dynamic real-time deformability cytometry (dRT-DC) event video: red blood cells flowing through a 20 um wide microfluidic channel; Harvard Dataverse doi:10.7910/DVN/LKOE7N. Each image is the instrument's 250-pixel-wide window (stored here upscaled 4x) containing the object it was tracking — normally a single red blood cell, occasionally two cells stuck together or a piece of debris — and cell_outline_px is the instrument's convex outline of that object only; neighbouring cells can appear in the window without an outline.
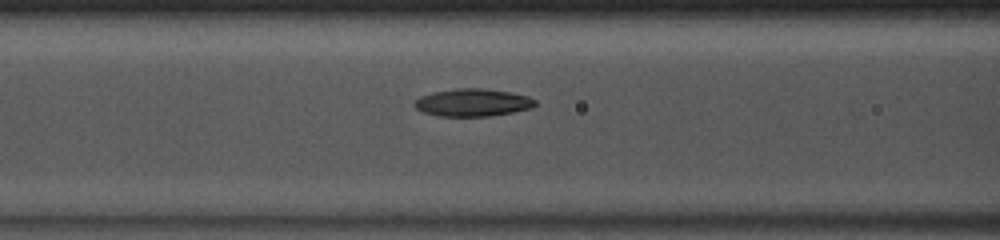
{"species": "common noctule bat (a hibernating species)", "species_latin": "Nyctalus noctula", "temperature_condition": "room temperature", "stored_images_in_passage": 49, "camera_frame_rate_fps": 3000, "um_per_image_px": 0.085, "animal": {"sex": "male", "body_mass_g": 13.0, "forearm_length_mm": 53.1}, "frame": {"image": 1, "passage_image": 20, "time_ms": 6.333, "image_size_px": [1000, 240], "cell_outline_px": [[536, 104], [532, 108], [512, 112], [488, 116], [440, 116], [424, 112], [416, 108], [412, 104], [420, 96], [432, 92], [456, 88], [484, 88], [512, 92], [528, 96], [536, 100]], "centroid_in_image_um": [40.19, 8.7], "position_along_channel_um": 126.4, "area_um2": 19.48}}
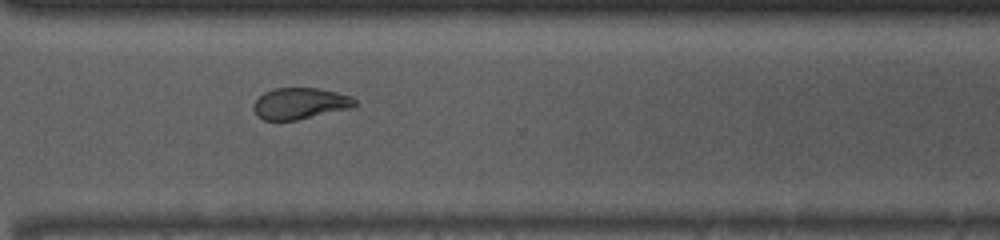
{"frame": {"image": 2, "passage_image": 36, "time_ms": 11.667, "image_size_px": [1000, 240], "cell_outline_px": [[356, 104], [348, 108], [296, 120], [264, 120], [256, 116], [252, 108], [252, 104], [264, 92], [276, 88], [320, 88], [352, 96], [356, 100]], "centroid_in_image_um": [25.45, 8.79], "position_along_channel_um": 345.1, "area_um2": 18.38}}
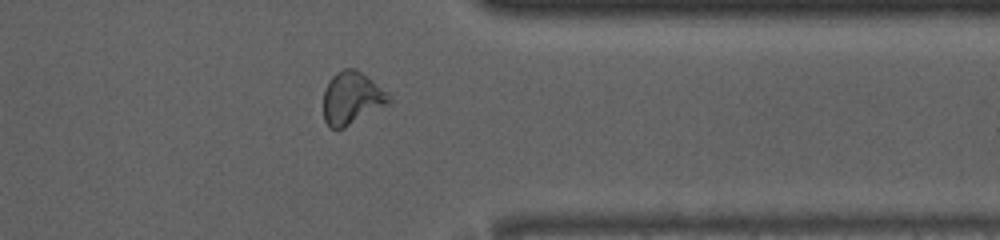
{"frame": {"image": 3, "passage_image": 39, "time_ms": 12.667, "image_size_px": [1000, 240], "cell_outline_px": [[392, 100], [388, 104], [344, 128], [332, 128], [324, 120], [324, 88], [328, 80], [336, 72], [344, 68], [356, 68], [372, 80]], "centroid_in_image_um": [29.86, 8.32], "position_along_channel_um": 381.5, "area_um2": 19.77}, "authors_computed_cell_mechanics": {"area_um2": 19.4208, "velocity_mm_per_s": 4.0971, "shape_relaxation_time_tau1_ms": 5.7042, "shape_relaxation_time_tau2_ms": 4.3302, "deformation_change_tau1": 0.1979, "deformation_change_tau2": 0.0728}}